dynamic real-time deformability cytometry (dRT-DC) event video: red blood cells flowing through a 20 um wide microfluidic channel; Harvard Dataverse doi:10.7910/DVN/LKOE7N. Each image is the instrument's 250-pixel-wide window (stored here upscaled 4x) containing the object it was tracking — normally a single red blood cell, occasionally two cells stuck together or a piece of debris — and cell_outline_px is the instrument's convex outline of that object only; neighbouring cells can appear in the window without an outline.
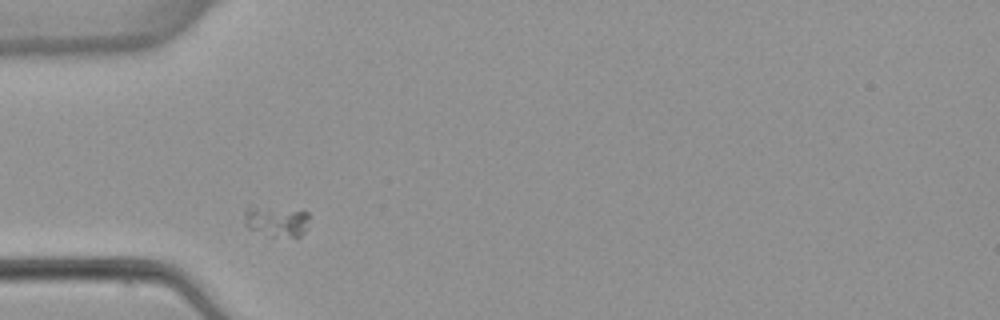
{"species": "common noctule bat (a hibernating species)", "species_latin": "Nyctalus noctula", "temperature_condition": "warm", "stored_images_in_passage": 2, "camera_frame_rate_fps": 3000, "um_per_image_px": 0.085, "animal": {"sex": "female", "body_mass_g": 22.7, "forearm_length_mm": 54.2}, "frame": {"image": 1, "passage_image": 1, "time_ms": 0.0, "image_size_px": [1000, 320], "cell_outline_px": [[308, 228], [300, 236], [268, 236], [248, 228], [244, 224], [244, 208], [304, 208], [308, 212]], "centroid_in_image_um": [23.55, 18.79], "position_along_channel_um": 61.4, "area_um2": 11.79}}
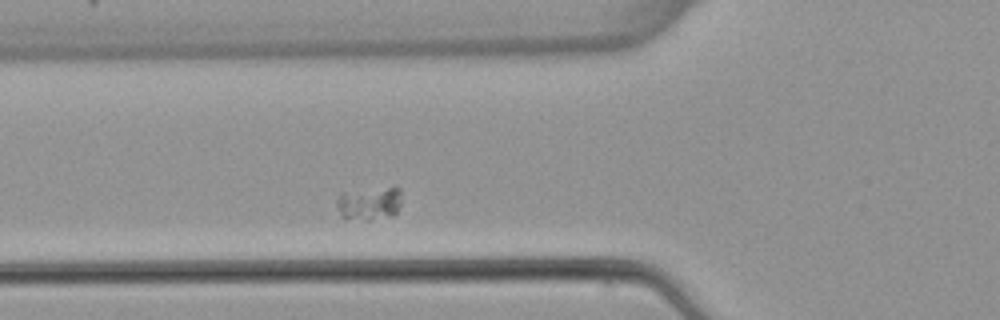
{"frame": {"image": 2, "passage_image": 2, "time_ms": 1.0, "image_size_px": [1000, 320], "cell_outline_px": [[400, 204], [396, 212], [392, 216], [368, 220], [364, 220], [340, 216], [336, 204], [336, 200], [344, 192], [388, 188], [400, 188]], "centroid_in_image_um": [31.38, 17.31], "position_along_channel_um": 94.4, "area_um2": 12.2}}